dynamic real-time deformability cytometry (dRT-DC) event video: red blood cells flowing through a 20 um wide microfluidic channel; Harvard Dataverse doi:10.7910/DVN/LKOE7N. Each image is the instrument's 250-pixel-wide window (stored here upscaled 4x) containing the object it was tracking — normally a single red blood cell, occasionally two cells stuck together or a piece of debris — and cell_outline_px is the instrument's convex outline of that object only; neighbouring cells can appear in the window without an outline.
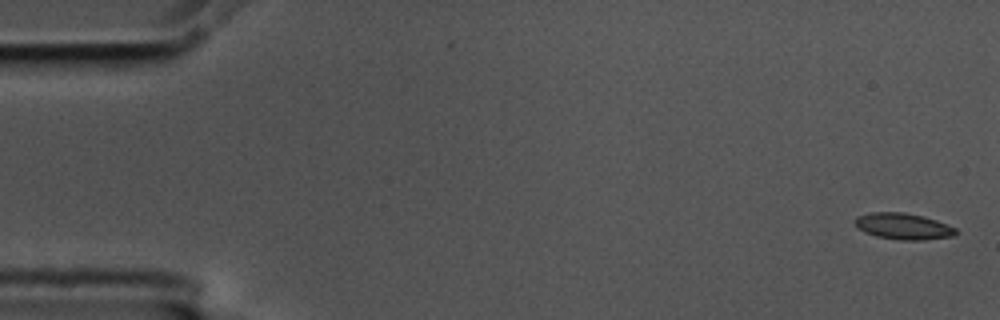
{"species": "common noctule bat (a hibernating species)", "species_latin": "Nyctalus noctula", "temperature_condition": "cold", "stored_images_in_passage": 56, "camera_frame_rate_fps": 3000, "um_per_image_px": 0.085, "animal": {"sex": "male", "body_mass_g": 17.5, "forearm_length_mm": 52.3}, "frame": {"image": 1, "passage_image": 1, "time_ms": 0.0, "image_size_px": [1000, 320], "cell_outline_px": [[960, 232], [956, 236], [924, 240], [900, 240], [876, 236], [864, 232], [856, 228], [852, 220], [856, 216], [872, 212], [904, 212], [936, 220], [948, 224], [956, 228]], "centroid_in_image_um": [76.77, 19.24], "position_along_channel_um": 8.2, "area_um2": 15.78}}
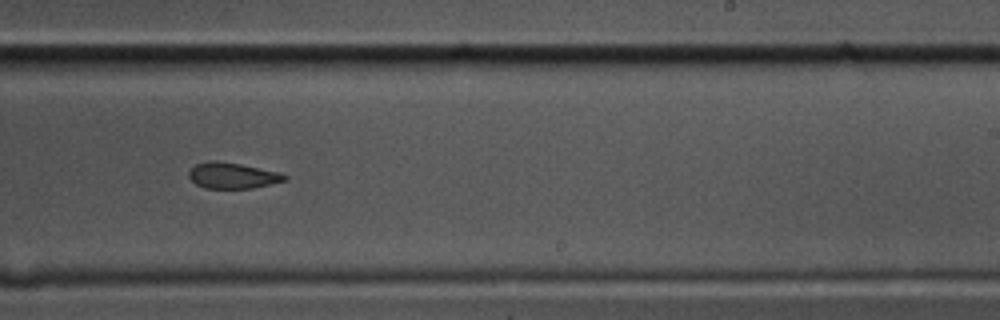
{"frame": {"image": 2, "passage_image": 34, "time_ms": 11.0, "image_size_px": [1000, 320], "cell_outline_px": [[288, 180], [252, 188], [204, 188], [196, 184], [188, 176], [188, 172], [196, 164], [208, 160], [216, 160], [240, 164], [280, 172], [288, 176]], "centroid_in_image_um": [19.77, 14.91], "position_along_channel_um": 269.2, "area_um2": 14.51}}
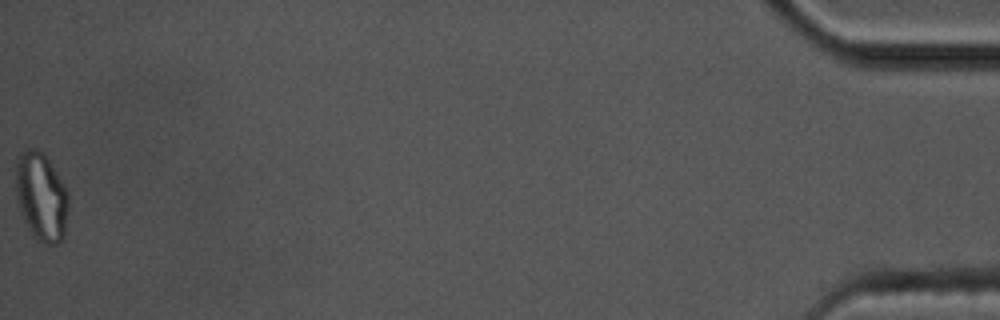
{"frame": {"image": 3, "passage_image": 56, "time_ms": 18.333, "image_size_px": [1000, 320], "cell_outline_px": [[68, 208], [64, 236], [56, 244], [44, 244], [36, 240], [32, 236], [24, 220], [16, 196], [16, 164], [20, 152], [28, 148], [36, 148], [48, 160], [56, 172], [68, 192]], "centroid_in_image_um": [3.5, 16.75], "position_along_channel_um": 431.7, "area_um2": 26.99}, "authors_computed_cell_mechanics": {"area_um2": 15.3748, "velocity_mm_per_s": 3.587, "shape_relaxation_time_tau1_ms": null, "shape_relaxation_time_tau2_ms": 8.7083, "deformation_change_tau1": null, "deformation_change_tau2": 0.1002}}